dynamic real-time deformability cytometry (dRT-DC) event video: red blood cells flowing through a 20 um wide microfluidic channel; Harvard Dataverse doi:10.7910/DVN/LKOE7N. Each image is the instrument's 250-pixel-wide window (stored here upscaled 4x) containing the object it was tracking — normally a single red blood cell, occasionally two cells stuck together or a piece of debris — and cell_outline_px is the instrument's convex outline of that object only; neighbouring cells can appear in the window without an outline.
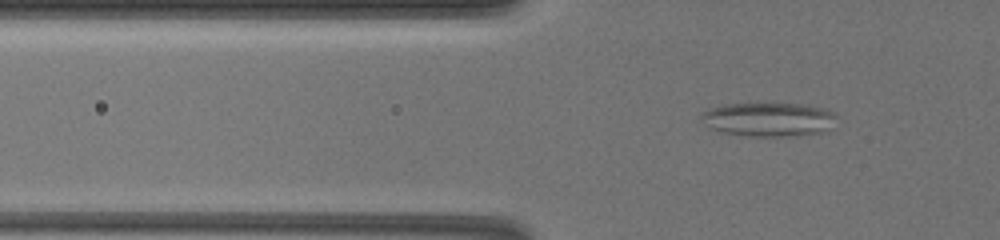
{"species": "common noctule bat (a hibernating species)", "species_latin": "Nyctalus noctula", "temperature_condition": "warm", "stored_images_in_passage": 67, "camera_frame_rate_fps": 3000, "um_per_image_px": 0.085, "animal": {"sex": "female", "body_mass_g": 19.5, "forearm_length_mm": 54.1}, "frame": {"image": 1, "passage_image": 32, "time_ms": 8.0, "image_size_px": [1000, 240], "cell_outline_px": [[836, 116], [820, 132], [784, 136], [752, 136], [720, 132], [708, 128], [700, 116], [704, 112], [712, 108], [724, 104], [800, 104], [824, 108], [836, 112]], "centroid_in_image_um": [65.25, 10.14], "position_along_channel_um": 60.5, "area_um2": 26.07}}
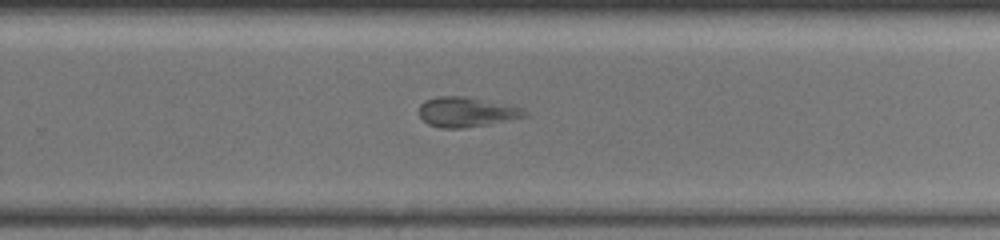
{"frame": {"image": 2, "passage_image": 49, "time_ms": 15.0, "image_size_px": [1000, 240], "cell_outline_px": [[528, 116], [488, 124], [460, 128], [440, 128], [428, 124], [420, 116], [420, 104], [424, 100], [440, 96], [464, 96], [520, 108], [528, 112]], "centroid_in_image_um": [39.6, 9.53], "position_along_channel_um": 290.2, "area_um2": 17.98}}
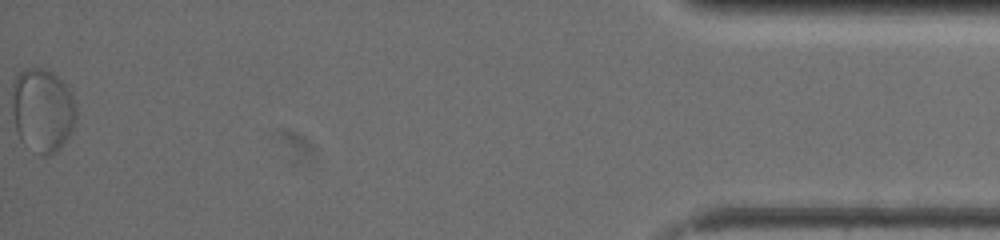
{"frame": {"image": 3, "passage_image": 66, "time_ms": 21.333, "image_size_px": [1000, 240], "cell_outline_px": [[76, 120], [68, 136], [60, 148], [48, 156], [40, 156], [24, 144], [20, 140], [16, 128], [12, 108], [12, 84], [16, 76], [24, 68], [44, 68], [52, 72], [72, 92], [76, 108]], "centroid_in_image_um": [3.6, 9.37], "position_along_channel_um": 431.6, "area_um2": 31.44}, "authors_computed_cell_mechanics": {"area_um2": 28.7844, "velocity_mm_per_s": 3.4896, "shape_relaxation_time_tau1_ms": null, "shape_relaxation_time_tau2_ms": 2.1891, "deformation_change_tau1": null, "deformation_change_tau2": 0.08}}